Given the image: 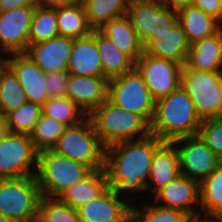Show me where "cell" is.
Instances as JSON below:
<instances>
[{"label":"cell","mask_w":222,"mask_h":222,"mask_svg":"<svg viewBox=\"0 0 222 222\" xmlns=\"http://www.w3.org/2000/svg\"><path fill=\"white\" fill-rule=\"evenodd\" d=\"M163 142L150 134L143 139L122 141L106 147L104 170L108 187L120 197L125 192L130 195L146 192L153 156Z\"/></svg>","instance_id":"6da1fadb"},{"label":"cell","mask_w":222,"mask_h":222,"mask_svg":"<svg viewBox=\"0 0 222 222\" xmlns=\"http://www.w3.org/2000/svg\"><path fill=\"white\" fill-rule=\"evenodd\" d=\"M201 119L197 116L192 99L180 86L177 90L155 101L150 122V133L160 140L197 135Z\"/></svg>","instance_id":"7a4b0ae2"},{"label":"cell","mask_w":222,"mask_h":222,"mask_svg":"<svg viewBox=\"0 0 222 222\" xmlns=\"http://www.w3.org/2000/svg\"><path fill=\"white\" fill-rule=\"evenodd\" d=\"M89 118L105 147L143 139L151 134L150 124L141 115L118 108L108 100L99 105Z\"/></svg>","instance_id":"3957f363"},{"label":"cell","mask_w":222,"mask_h":222,"mask_svg":"<svg viewBox=\"0 0 222 222\" xmlns=\"http://www.w3.org/2000/svg\"><path fill=\"white\" fill-rule=\"evenodd\" d=\"M92 170L52 150L38 153L36 179L43 197L58 198Z\"/></svg>","instance_id":"277c9868"},{"label":"cell","mask_w":222,"mask_h":222,"mask_svg":"<svg viewBox=\"0 0 222 222\" xmlns=\"http://www.w3.org/2000/svg\"><path fill=\"white\" fill-rule=\"evenodd\" d=\"M105 149L87 116L82 122L67 126L52 151L95 171L105 167Z\"/></svg>","instance_id":"5b68a950"},{"label":"cell","mask_w":222,"mask_h":222,"mask_svg":"<svg viewBox=\"0 0 222 222\" xmlns=\"http://www.w3.org/2000/svg\"><path fill=\"white\" fill-rule=\"evenodd\" d=\"M42 198L36 176L0 178V214L16 222H37Z\"/></svg>","instance_id":"8992f818"},{"label":"cell","mask_w":222,"mask_h":222,"mask_svg":"<svg viewBox=\"0 0 222 222\" xmlns=\"http://www.w3.org/2000/svg\"><path fill=\"white\" fill-rule=\"evenodd\" d=\"M181 87L201 121L222 117V72L195 71L184 65Z\"/></svg>","instance_id":"52a82bcc"},{"label":"cell","mask_w":222,"mask_h":222,"mask_svg":"<svg viewBox=\"0 0 222 222\" xmlns=\"http://www.w3.org/2000/svg\"><path fill=\"white\" fill-rule=\"evenodd\" d=\"M108 101L118 108L141 115L149 124L153 118L155 100L135 68L109 79Z\"/></svg>","instance_id":"ba28073f"},{"label":"cell","mask_w":222,"mask_h":222,"mask_svg":"<svg viewBox=\"0 0 222 222\" xmlns=\"http://www.w3.org/2000/svg\"><path fill=\"white\" fill-rule=\"evenodd\" d=\"M127 16L143 46L155 33L165 32L177 23V11L162 0H130Z\"/></svg>","instance_id":"9c48e42d"},{"label":"cell","mask_w":222,"mask_h":222,"mask_svg":"<svg viewBox=\"0 0 222 222\" xmlns=\"http://www.w3.org/2000/svg\"><path fill=\"white\" fill-rule=\"evenodd\" d=\"M37 161L30 135L9 132L0 140V178L36 175L32 166L37 171Z\"/></svg>","instance_id":"30bf717a"},{"label":"cell","mask_w":222,"mask_h":222,"mask_svg":"<svg viewBox=\"0 0 222 222\" xmlns=\"http://www.w3.org/2000/svg\"><path fill=\"white\" fill-rule=\"evenodd\" d=\"M171 142L178 153L180 175L198 183L222 163L198 134L180 137Z\"/></svg>","instance_id":"8fae6325"},{"label":"cell","mask_w":222,"mask_h":222,"mask_svg":"<svg viewBox=\"0 0 222 222\" xmlns=\"http://www.w3.org/2000/svg\"><path fill=\"white\" fill-rule=\"evenodd\" d=\"M142 76L152 98L156 101L181 86L182 66L170 60L143 54L134 67Z\"/></svg>","instance_id":"7c38bea8"},{"label":"cell","mask_w":222,"mask_h":222,"mask_svg":"<svg viewBox=\"0 0 222 222\" xmlns=\"http://www.w3.org/2000/svg\"><path fill=\"white\" fill-rule=\"evenodd\" d=\"M35 6H25L0 12V53H25Z\"/></svg>","instance_id":"4fadbf2b"},{"label":"cell","mask_w":222,"mask_h":222,"mask_svg":"<svg viewBox=\"0 0 222 222\" xmlns=\"http://www.w3.org/2000/svg\"><path fill=\"white\" fill-rule=\"evenodd\" d=\"M154 197L156 200L154 204L159 202L160 206L181 210L191 218L201 217V212L199 210L197 212L194 207L200 202L199 183L186 176L179 175L174 181L158 190Z\"/></svg>","instance_id":"5bb4252c"},{"label":"cell","mask_w":222,"mask_h":222,"mask_svg":"<svg viewBox=\"0 0 222 222\" xmlns=\"http://www.w3.org/2000/svg\"><path fill=\"white\" fill-rule=\"evenodd\" d=\"M109 79L96 76L69 75L65 96L76 103L89 116L108 100Z\"/></svg>","instance_id":"9a60e30c"},{"label":"cell","mask_w":222,"mask_h":222,"mask_svg":"<svg viewBox=\"0 0 222 222\" xmlns=\"http://www.w3.org/2000/svg\"><path fill=\"white\" fill-rule=\"evenodd\" d=\"M108 187L96 199L78 207L81 222H124L131 216V205Z\"/></svg>","instance_id":"2e32d148"},{"label":"cell","mask_w":222,"mask_h":222,"mask_svg":"<svg viewBox=\"0 0 222 222\" xmlns=\"http://www.w3.org/2000/svg\"><path fill=\"white\" fill-rule=\"evenodd\" d=\"M73 38L58 35L28 46L25 54L44 72L67 71Z\"/></svg>","instance_id":"e0dca14e"},{"label":"cell","mask_w":222,"mask_h":222,"mask_svg":"<svg viewBox=\"0 0 222 222\" xmlns=\"http://www.w3.org/2000/svg\"><path fill=\"white\" fill-rule=\"evenodd\" d=\"M7 66L13 71L26 95L27 101L41 106L49 99L45 73L25 53L7 57Z\"/></svg>","instance_id":"ac0fdd59"},{"label":"cell","mask_w":222,"mask_h":222,"mask_svg":"<svg viewBox=\"0 0 222 222\" xmlns=\"http://www.w3.org/2000/svg\"><path fill=\"white\" fill-rule=\"evenodd\" d=\"M189 43L186 33L177 22L169 30L155 35L143 46V52L157 58L185 65Z\"/></svg>","instance_id":"d6986e66"},{"label":"cell","mask_w":222,"mask_h":222,"mask_svg":"<svg viewBox=\"0 0 222 222\" xmlns=\"http://www.w3.org/2000/svg\"><path fill=\"white\" fill-rule=\"evenodd\" d=\"M67 71L77 76L104 77L95 41V29L90 35L73 40Z\"/></svg>","instance_id":"ffe728a7"},{"label":"cell","mask_w":222,"mask_h":222,"mask_svg":"<svg viewBox=\"0 0 222 222\" xmlns=\"http://www.w3.org/2000/svg\"><path fill=\"white\" fill-rule=\"evenodd\" d=\"M185 65L195 71L222 72V27L191 44Z\"/></svg>","instance_id":"44dd1931"},{"label":"cell","mask_w":222,"mask_h":222,"mask_svg":"<svg viewBox=\"0 0 222 222\" xmlns=\"http://www.w3.org/2000/svg\"><path fill=\"white\" fill-rule=\"evenodd\" d=\"M180 175L179 158L172 142L164 141L155 151L146 185L154 194Z\"/></svg>","instance_id":"7402d4cb"},{"label":"cell","mask_w":222,"mask_h":222,"mask_svg":"<svg viewBox=\"0 0 222 222\" xmlns=\"http://www.w3.org/2000/svg\"><path fill=\"white\" fill-rule=\"evenodd\" d=\"M98 30L134 61L143 54V44L127 15L105 22Z\"/></svg>","instance_id":"603a6c76"},{"label":"cell","mask_w":222,"mask_h":222,"mask_svg":"<svg viewBox=\"0 0 222 222\" xmlns=\"http://www.w3.org/2000/svg\"><path fill=\"white\" fill-rule=\"evenodd\" d=\"M108 188L107 175L104 169L91 171L84 179L78 181L58 199L71 208L77 209L81 205L96 199Z\"/></svg>","instance_id":"cb8c5ba5"},{"label":"cell","mask_w":222,"mask_h":222,"mask_svg":"<svg viewBox=\"0 0 222 222\" xmlns=\"http://www.w3.org/2000/svg\"><path fill=\"white\" fill-rule=\"evenodd\" d=\"M177 22L186 33L190 44L213 35L221 28L216 19L193 5L177 11Z\"/></svg>","instance_id":"d4e9b609"},{"label":"cell","mask_w":222,"mask_h":222,"mask_svg":"<svg viewBox=\"0 0 222 222\" xmlns=\"http://www.w3.org/2000/svg\"><path fill=\"white\" fill-rule=\"evenodd\" d=\"M95 41L105 78L112 79L134 69L135 61L119 50L113 42L98 29H95Z\"/></svg>","instance_id":"484cf974"},{"label":"cell","mask_w":222,"mask_h":222,"mask_svg":"<svg viewBox=\"0 0 222 222\" xmlns=\"http://www.w3.org/2000/svg\"><path fill=\"white\" fill-rule=\"evenodd\" d=\"M199 193L205 219L222 220V163L199 183Z\"/></svg>","instance_id":"4316f807"},{"label":"cell","mask_w":222,"mask_h":222,"mask_svg":"<svg viewBox=\"0 0 222 222\" xmlns=\"http://www.w3.org/2000/svg\"><path fill=\"white\" fill-rule=\"evenodd\" d=\"M59 35L73 39L90 35L93 28L89 25L82 2L57 8Z\"/></svg>","instance_id":"83f0119b"},{"label":"cell","mask_w":222,"mask_h":222,"mask_svg":"<svg viewBox=\"0 0 222 222\" xmlns=\"http://www.w3.org/2000/svg\"><path fill=\"white\" fill-rule=\"evenodd\" d=\"M87 20L93 29L109 20L127 15L130 0H81Z\"/></svg>","instance_id":"f1b7e54d"},{"label":"cell","mask_w":222,"mask_h":222,"mask_svg":"<svg viewBox=\"0 0 222 222\" xmlns=\"http://www.w3.org/2000/svg\"><path fill=\"white\" fill-rule=\"evenodd\" d=\"M27 101L26 95L13 71L6 65L0 72V115L19 108Z\"/></svg>","instance_id":"f546056e"},{"label":"cell","mask_w":222,"mask_h":222,"mask_svg":"<svg viewBox=\"0 0 222 222\" xmlns=\"http://www.w3.org/2000/svg\"><path fill=\"white\" fill-rule=\"evenodd\" d=\"M42 114L66 127L78 124L87 117L86 113L66 96L49 98L42 105Z\"/></svg>","instance_id":"4dcf8cb0"},{"label":"cell","mask_w":222,"mask_h":222,"mask_svg":"<svg viewBox=\"0 0 222 222\" xmlns=\"http://www.w3.org/2000/svg\"><path fill=\"white\" fill-rule=\"evenodd\" d=\"M58 35L57 8L35 6L29 32V45L47 41Z\"/></svg>","instance_id":"1f68e13d"},{"label":"cell","mask_w":222,"mask_h":222,"mask_svg":"<svg viewBox=\"0 0 222 222\" xmlns=\"http://www.w3.org/2000/svg\"><path fill=\"white\" fill-rule=\"evenodd\" d=\"M42 115V106L26 101L19 108L8 112L4 117L9 132L30 135Z\"/></svg>","instance_id":"d6a6232c"},{"label":"cell","mask_w":222,"mask_h":222,"mask_svg":"<svg viewBox=\"0 0 222 222\" xmlns=\"http://www.w3.org/2000/svg\"><path fill=\"white\" fill-rule=\"evenodd\" d=\"M65 128L64 124L42 114L30 134L35 150L38 153L52 150Z\"/></svg>","instance_id":"836d02e7"},{"label":"cell","mask_w":222,"mask_h":222,"mask_svg":"<svg viewBox=\"0 0 222 222\" xmlns=\"http://www.w3.org/2000/svg\"><path fill=\"white\" fill-rule=\"evenodd\" d=\"M140 209L131 205V217L135 222H189L192 218L185 212L156 205H145Z\"/></svg>","instance_id":"e575fe53"},{"label":"cell","mask_w":222,"mask_h":222,"mask_svg":"<svg viewBox=\"0 0 222 222\" xmlns=\"http://www.w3.org/2000/svg\"><path fill=\"white\" fill-rule=\"evenodd\" d=\"M37 222H81L77 210L58 198L43 197L39 202Z\"/></svg>","instance_id":"d590c367"},{"label":"cell","mask_w":222,"mask_h":222,"mask_svg":"<svg viewBox=\"0 0 222 222\" xmlns=\"http://www.w3.org/2000/svg\"><path fill=\"white\" fill-rule=\"evenodd\" d=\"M198 135L222 161V117L202 120Z\"/></svg>","instance_id":"8d00e7d4"},{"label":"cell","mask_w":222,"mask_h":222,"mask_svg":"<svg viewBox=\"0 0 222 222\" xmlns=\"http://www.w3.org/2000/svg\"><path fill=\"white\" fill-rule=\"evenodd\" d=\"M69 75L68 71L45 73V85L49 98L65 97Z\"/></svg>","instance_id":"74e56055"},{"label":"cell","mask_w":222,"mask_h":222,"mask_svg":"<svg viewBox=\"0 0 222 222\" xmlns=\"http://www.w3.org/2000/svg\"><path fill=\"white\" fill-rule=\"evenodd\" d=\"M193 6L198 7L204 13L216 19L221 26V5L220 0H193Z\"/></svg>","instance_id":"f35d334b"},{"label":"cell","mask_w":222,"mask_h":222,"mask_svg":"<svg viewBox=\"0 0 222 222\" xmlns=\"http://www.w3.org/2000/svg\"><path fill=\"white\" fill-rule=\"evenodd\" d=\"M25 6H36L35 0H0V12H6Z\"/></svg>","instance_id":"ab89813d"},{"label":"cell","mask_w":222,"mask_h":222,"mask_svg":"<svg viewBox=\"0 0 222 222\" xmlns=\"http://www.w3.org/2000/svg\"><path fill=\"white\" fill-rule=\"evenodd\" d=\"M81 2V0H35V5L42 8H60Z\"/></svg>","instance_id":"60d3db41"},{"label":"cell","mask_w":222,"mask_h":222,"mask_svg":"<svg viewBox=\"0 0 222 222\" xmlns=\"http://www.w3.org/2000/svg\"><path fill=\"white\" fill-rule=\"evenodd\" d=\"M162 2L169 9L178 11L183 7L192 5L193 0H162Z\"/></svg>","instance_id":"b9f144b4"},{"label":"cell","mask_w":222,"mask_h":222,"mask_svg":"<svg viewBox=\"0 0 222 222\" xmlns=\"http://www.w3.org/2000/svg\"><path fill=\"white\" fill-rule=\"evenodd\" d=\"M9 133L5 117L0 115V140H2Z\"/></svg>","instance_id":"7bdbcfd3"},{"label":"cell","mask_w":222,"mask_h":222,"mask_svg":"<svg viewBox=\"0 0 222 222\" xmlns=\"http://www.w3.org/2000/svg\"><path fill=\"white\" fill-rule=\"evenodd\" d=\"M7 65V57L3 58L0 54V72L4 69V67Z\"/></svg>","instance_id":"ee69618b"},{"label":"cell","mask_w":222,"mask_h":222,"mask_svg":"<svg viewBox=\"0 0 222 222\" xmlns=\"http://www.w3.org/2000/svg\"><path fill=\"white\" fill-rule=\"evenodd\" d=\"M199 222H222V220H219V219H204L201 217L199 218Z\"/></svg>","instance_id":"f6af8a7d"},{"label":"cell","mask_w":222,"mask_h":222,"mask_svg":"<svg viewBox=\"0 0 222 222\" xmlns=\"http://www.w3.org/2000/svg\"><path fill=\"white\" fill-rule=\"evenodd\" d=\"M0 222H16V221L9 219L5 217L4 215L0 214Z\"/></svg>","instance_id":"bcb514c9"},{"label":"cell","mask_w":222,"mask_h":222,"mask_svg":"<svg viewBox=\"0 0 222 222\" xmlns=\"http://www.w3.org/2000/svg\"><path fill=\"white\" fill-rule=\"evenodd\" d=\"M124 222H135V220L130 216L126 221Z\"/></svg>","instance_id":"7dc6e473"},{"label":"cell","mask_w":222,"mask_h":222,"mask_svg":"<svg viewBox=\"0 0 222 222\" xmlns=\"http://www.w3.org/2000/svg\"><path fill=\"white\" fill-rule=\"evenodd\" d=\"M189 222H199V218H192Z\"/></svg>","instance_id":"c3c4849f"},{"label":"cell","mask_w":222,"mask_h":222,"mask_svg":"<svg viewBox=\"0 0 222 222\" xmlns=\"http://www.w3.org/2000/svg\"><path fill=\"white\" fill-rule=\"evenodd\" d=\"M220 5H221V27H222V0H220Z\"/></svg>","instance_id":"681fc988"}]
</instances>
